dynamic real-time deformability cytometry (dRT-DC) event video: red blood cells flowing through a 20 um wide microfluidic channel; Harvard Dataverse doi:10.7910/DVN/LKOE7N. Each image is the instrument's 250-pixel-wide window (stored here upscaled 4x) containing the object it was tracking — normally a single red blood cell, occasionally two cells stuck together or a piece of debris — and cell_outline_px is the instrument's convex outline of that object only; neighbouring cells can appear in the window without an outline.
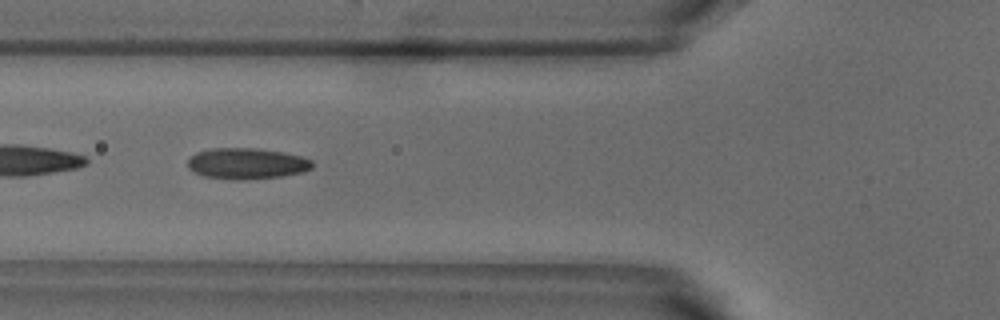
{"species": "common noctule bat (a hibernating species)", "species_latin": "Nyctalus noctula", "temperature_condition": "warm", "stored_images_in_passage": 7, "camera_frame_rate_fps": 3000, "um_per_image_px": 0.085, "animal": {"sex": "male", "body_mass_g": 18.8}, "frame": {"image": 1, "passage_image": 5, "time_ms": 1.333, "image_size_px": [1000, 320], "cell_outline_px": [[312, 168], [304, 172], [284, 176], [204, 176], [192, 172], [188, 168], [188, 160], [196, 152], [212, 148], [256, 148], [284, 152], [300, 156], [312, 160]], "centroid_in_image_um": [20.99, 13.83], "position_along_channel_um": 104.8, "area_um2": 21.44}}
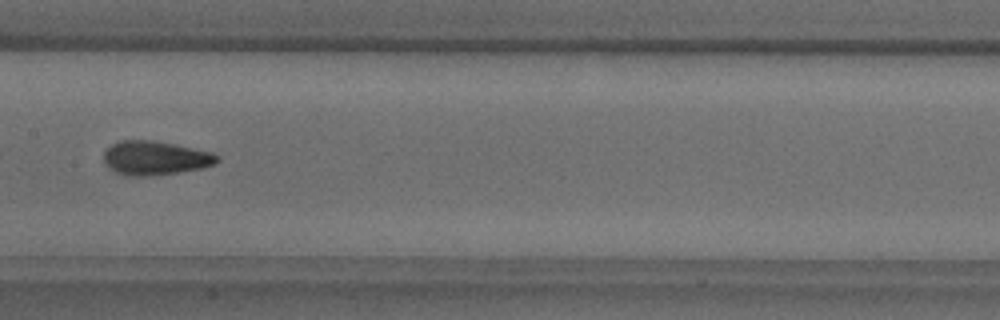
{"frame": {"image": 2, "passage_image": 7, "time_ms": 2.0, "image_size_px": [1000, 320], "cell_outline_px": [[220, 160], [216, 164], [200, 168], [180, 172], [144, 176], [128, 176], [116, 172], [108, 168], [104, 164], [104, 152], [112, 144], [120, 140], [152, 140], [212, 152], [220, 156]], "centroid_in_image_um": [13.18, 13.43], "position_along_channel_um": 194.2, "area_um2": 22.43}}